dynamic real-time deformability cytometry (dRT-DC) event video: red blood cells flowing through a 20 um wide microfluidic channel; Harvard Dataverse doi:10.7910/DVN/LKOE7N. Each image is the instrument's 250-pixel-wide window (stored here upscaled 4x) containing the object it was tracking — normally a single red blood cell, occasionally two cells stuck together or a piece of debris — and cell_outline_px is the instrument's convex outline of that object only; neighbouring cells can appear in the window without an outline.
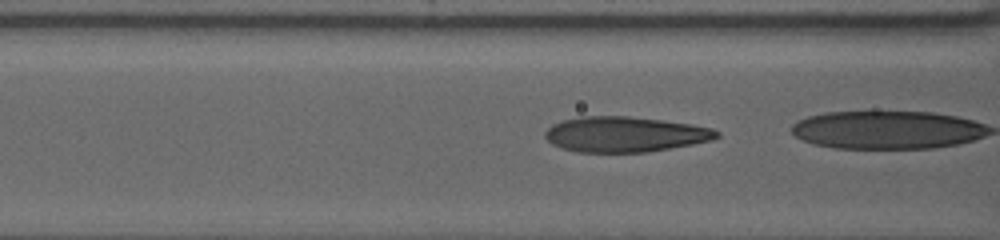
{"species": "human", "species_latin": "Homo sapiens", "temperature_condition": "warm", "stored_images_in_passage": 62, "camera_frame_rate_fps": 3000, "um_per_image_px": 0.085, "donor": {"sex": "female"}, "frame": {"image": 1, "passage_image": 31, "time_ms": 10.667, "image_size_px": [1000, 240], "cell_outline_px": [[720, 136], [712, 140], [692, 144], [644, 152], [576, 152], [552, 144], [544, 136], [544, 132], [552, 124], [564, 120], [580, 116], [628, 116], [660, 120], [688, 124], [712, 128], [720, 132]], "centroid_in_image_um": [53.09, 11.41], "position_along_channel_um": 113.5, "area_um2": 35.08}}
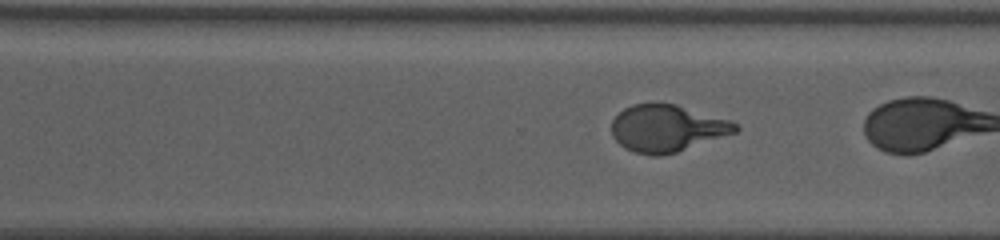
{"frame": {"image": 2, "passage_image": 56, "time_ms": 18.333, "image_size_px": [1000, 240], "cell_outline_px": [[740, 128], [736, 132], [676, 152], [660, 156], [652, 156], [636, 152], [624, 148], [612, 136], [612, 120], [624, 108], [632, 104], [656, 100], [676, 104], [732, 120], [740, 124]], "centroid_in_image_um": [56.7, 10.86], "position_along_channel_um": 313.9, "area_um2": 34.45}}